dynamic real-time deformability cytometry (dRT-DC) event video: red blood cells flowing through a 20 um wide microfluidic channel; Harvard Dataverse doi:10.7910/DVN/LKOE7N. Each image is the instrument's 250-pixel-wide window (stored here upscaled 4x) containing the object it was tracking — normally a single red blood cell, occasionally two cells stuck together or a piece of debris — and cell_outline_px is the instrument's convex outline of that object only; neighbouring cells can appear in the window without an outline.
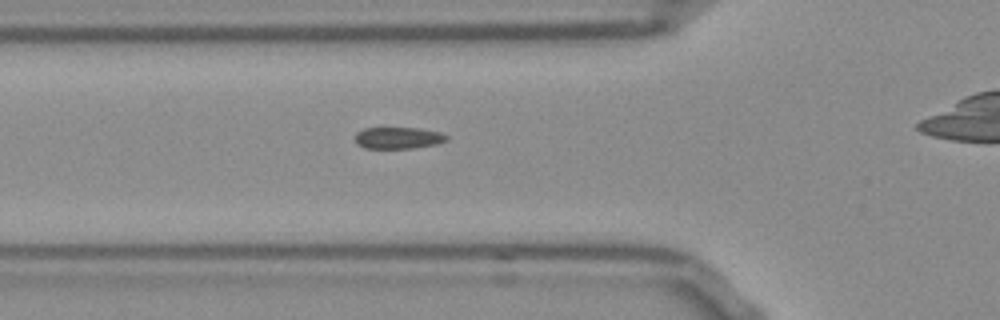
{"species": "Egyptian fruit bat (a non-hibernating species)", "species_latin": "Rousettus aegyptiacus", "temperature_condition": "room temperature", "stored_images_in_passage": 40, "camera_frame_rate_fps": 3000, "um_per_image_px": 0.085, "frame": {"image": 1, "passage_image": 12, "time_ms": 3.667, "image_size_px": [1000, 320], "cell_outline_px": [[448, 140], [436, 144], [412, 148], [364, 148], [356, 144], [356, 132], [364, 128], [420, 128], [440, 132], [448, 136]], "centroid_in_image_um": [33.85, 11.72], "position_along_channel_um": 92.0, "area_um2": 11.56}}